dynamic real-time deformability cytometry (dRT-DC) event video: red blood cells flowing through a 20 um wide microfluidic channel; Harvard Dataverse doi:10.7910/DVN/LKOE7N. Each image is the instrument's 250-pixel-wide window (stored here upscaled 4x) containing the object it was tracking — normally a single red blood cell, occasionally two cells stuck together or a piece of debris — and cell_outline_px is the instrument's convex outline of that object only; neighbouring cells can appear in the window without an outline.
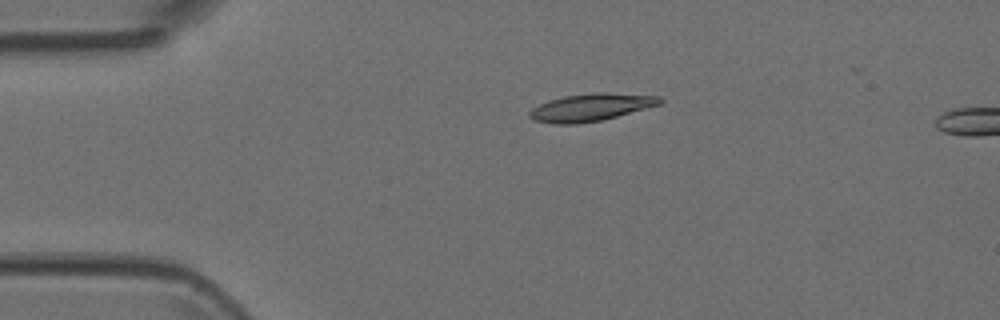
{"species": "Egyptian fruit bat (a non-hibernating species)", "species_latin": "Rousettus aegyptiacus", "temperature_condition": "room temperature", "stored_images_in_passage": 2, "camera_frame_rate_fps": 3000, "um_per_image_px": 0.085, "animal": {"sex": "female"}, "frame": {"image": 1, "passage_image": 1, "time_ms": 0.0, "image_size_px": [1000, 320], "cell_outline_px": [[664, 100], [660, 104], [604, 120], [576, 124], [552, 124], [532, 120], [528, 116], [528, 112], [532, 108], [548, 100], [564, 96], [596, 92], [604, 92], [660, 96]], "centroid_in_image_um": [50.2, 9.13], "position_along_channel_um": 34.8, "area_um2": 21.04}}